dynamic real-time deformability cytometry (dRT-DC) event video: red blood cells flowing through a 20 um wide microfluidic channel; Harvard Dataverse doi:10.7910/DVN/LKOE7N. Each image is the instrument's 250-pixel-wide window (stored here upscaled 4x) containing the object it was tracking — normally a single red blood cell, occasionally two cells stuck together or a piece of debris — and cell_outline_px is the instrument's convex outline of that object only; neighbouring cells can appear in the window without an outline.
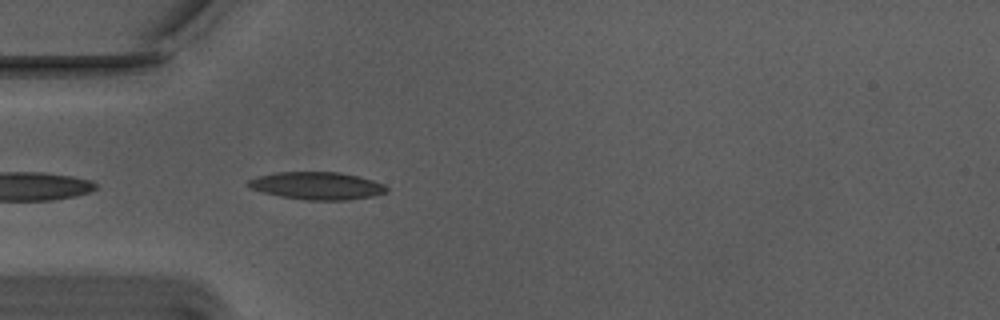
{"species": "Egyptian fruit bat (a non-hibernating species)", "species_latin": "Rousettus aegyptiacus", "temperature_condition": "warm", "stored_images_in_passage": 6, "camera_frame_rate_fps": 3000, "um_per_image_px": 0.085, "animal": {"sex": "male"}, "frame": {"image": 1, "passage_image": 2, "time_ms": 0.333, "image_size_px": [1000, 320], "cell_outline_px": [[388, 192], [372, 196], [348, 200], [304, 200], [280, 196], [264, 192], [252, 188], [244, 184], [248, 180], [256, 176], [276, 172], [340, 172], [372, 180], [384, 184], [388, 188]], "centroid_in_image_um": [26.93, 15.79], "position_along_channel_um": 58.1, "area_um2": 22.25}}